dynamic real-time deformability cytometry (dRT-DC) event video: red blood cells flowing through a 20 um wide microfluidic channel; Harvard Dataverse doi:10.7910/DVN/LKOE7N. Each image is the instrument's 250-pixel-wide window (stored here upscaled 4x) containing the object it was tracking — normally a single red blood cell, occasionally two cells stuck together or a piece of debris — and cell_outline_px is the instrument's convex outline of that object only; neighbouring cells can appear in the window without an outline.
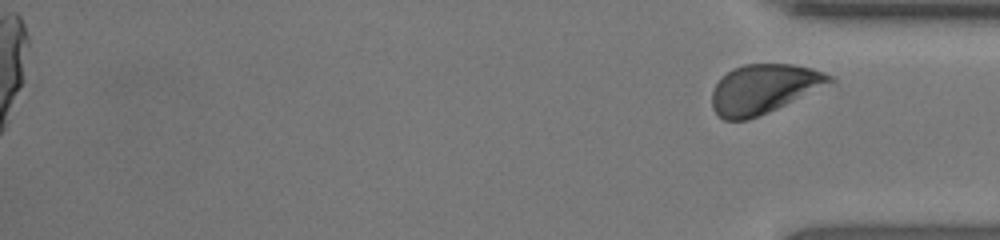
{"species": "human", "species_latin": "Homo sapiens", "temperature_condition": "room temperature", "stored_images_in_passage": 49, "segment_of_instrument_passage": [2, 2], "camera_frame_rate_fps": 3000, "um_per_image_px": 0.085, "donor": {"sex": "female"}, "frame": {"image": 1, "passage_image": 49, "time_ms": 16.0, "image_size_px": [1000, 240], "cell_outline_px": [[836, 80], [768, 112], [748, 120], [724, 120], [712, 108], [712, 92], [716, 84], [732, 68], [744, 64], [792, 64], [812, 68], [824, 72], [832, 76]], "centroid_in_image_um": [64.9, 7.55], "position_along_channel_um": 370.3, "area_um2": 33.23}}